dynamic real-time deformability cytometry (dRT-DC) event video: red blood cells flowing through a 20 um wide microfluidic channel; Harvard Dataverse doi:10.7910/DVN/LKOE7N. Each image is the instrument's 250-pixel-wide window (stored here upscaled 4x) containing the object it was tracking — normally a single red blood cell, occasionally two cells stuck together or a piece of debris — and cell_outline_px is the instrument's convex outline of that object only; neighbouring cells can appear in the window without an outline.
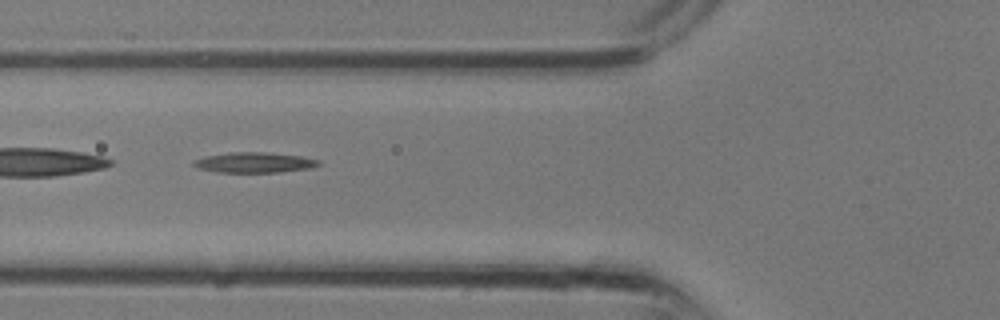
{"species": "common noctule bat (a hibernating species)", "species_latin": "Nyctalus noctula", "temperature_condition": "room temperature", "stored_images_in_passage": 29, "segment_of_instrument_passage": [2, 3], "camera_frame_rate_fps": 3000, "um_per_image_px": 0.085, "animal": {"sex": "male", "body_mass_g": 13.3}, "frame": {"image": 1, "passage_image": 9, "time_ms": 2.667, "image_size_px": [1000, 320], "cell_outline_px": [[320, 164], [312, 168], [280, 172], [216, 172], [200, 168], [192, 164], [192, 160], [208, 156], [232, 152], [268, 152], [300, 156], [320, 160]], "centroid_in_image_um": [21.65, 13.81], "position_along_channel_um": 104.2, "area_um2": 14.74}}
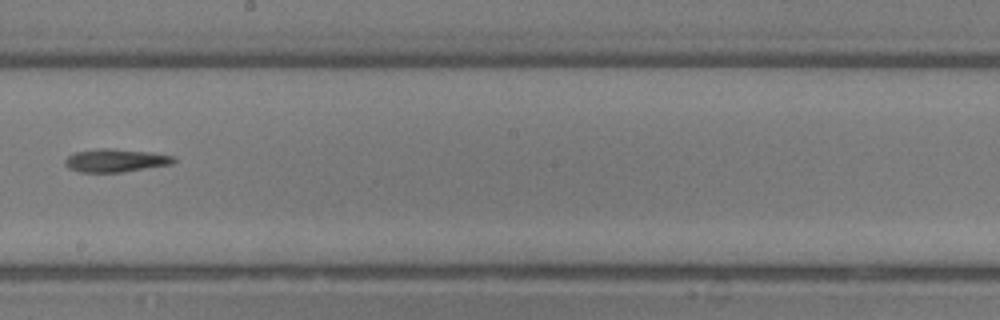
{"frame": {"image": 2, "passage_image": 15, "time_ms": 4.667, "image_size_px": [1000, 320], "cell_outline_px": [[176, 160], [172, 164], [120, 172], [80, 172], [68, 168], [64, 164], [64, 160], [68, 156], [76, 152], [100, 148], [108, 148], [148, 152], [172, 156]], "centroid_in_image_um": [9.77, 13.64], "position_along_channel_um": 238.4, "area_um2": 14.39}}
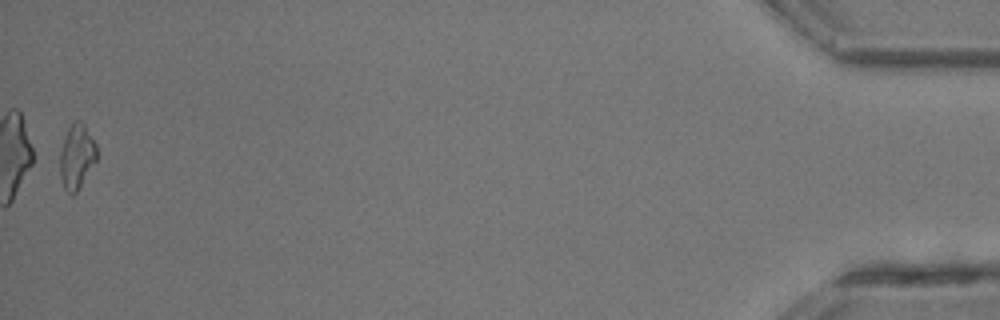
{"frame": {"image": 3, "passage_image": 28, "time_ms": 9.0, "image_size_px": [1000, 320], "cell_outline_px": [[96, 160], [76, 192], [72, 196], [64, 188], [60, 176], [60, 152], [64, 136], [72, 120], [80, 120], [84, 124], [96, 144]], "centroid_in_image_um": [6.5, 13.27], "position_along_channel_um": 428.7, "area_um2": 13.76}}